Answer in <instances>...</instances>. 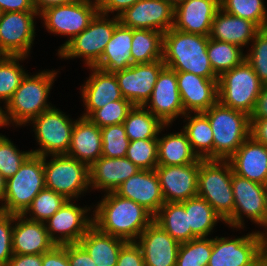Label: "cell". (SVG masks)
Instances as JSON below:
<instances>
[{"instance_id": "6", "label": "cell", "mask_w": 267, "mask_h": 266, "mask_svg": "<svg viewBox=\"0 0 267 266\" xmlns=\"http://www.w3.org/2000/svg\"><path fill=\"white\" fill-rule=\"evenodd\" d=\"M45 188L43 157L31 154L15 175L7 179L4 203L0 210L22 215L32 200Z\"/></svg>"}, {"instance_id": "62", "label": "cell", "mask_w": 267, "mask_h": 266, "mask_svg": "<svg viewBox=\"0 0 267 266\" xmlns=\"http://www.w3.org/2000/svg\"><path fill=\"white\" fill-rule=\"evenodd\" d=\"M256 266H267V260L260 261Z\"/></svg>"}, {"instance_id": "11", "label": "cell", "mask_w": 267, "mask_h": 266, "mask_svg": "<svg viewBox=\"0 0 267 266\" xmlns=\"http://www.w3.org/2000/svg\"><path fill=\"white\" fill-rule=\"evenodd\" d=\"M99 13L97 0H77L75 2L48 7L39 14L48 32L69 36L58 52L74 37L85 30Z\"/></svg>"}, {"instance_id": "21", "label": "cell", "mask_w": 267, "mask_h": 266, "mask_svg": "<svg viewBox=\"0 0 267 266\" xmlns=\"http://www.w3.org/2000/svg\"><path fill=\"white\" fill-rule=\"evenodd\" d=\"M176 78L185 113L204 112L218 101V79L182 71H176Z\"/></svg>"}, {"instance_id": "54", "label": "cell", "mask_w": 267, "mask_h": 266, "mask_svg": "<svg viewBox=\"0 0 267 266\" xmlns=\"http://www.w3.org/2000/svg\"><path fill=\"white\" fill-rule=\"evenodd\" d=\"M6 266H42V254H13Z\"/></svg>"}, {"instance_id": "25", "label": "cell", "mask_w": 267, "mask_h": 266, "mask_svg": "<svg viewBox=\"0 0 267 266\" xmlns=\"http://www.w3.org/2000/svg\"><path fill=\"white\" fill-rule=\"evenodd\" d=\"M233 173L267 186V146L249 136L228 159Z\"/></svg>"}, {"instance_id": "58", "label": "cell", "mask_w": 267, "mask_h": 266, "mask_svg": "<svg viewBox=\"0 0 267 266\" xmlns=\"http://www.w3.org/2000/svg\"><path fill=\"white\" fill-rule=\"evenodd\" d=\"M264 227V231H258L260 238H261V253H262V258L264 260H267V222L266 224L263 226Z\"/></svg>"}, {"instance_id": "28", "label": "cell", "mask_w": 267, "mask_h": 266, "mask_svg": "<svg viewBox=\"0 0 267 266\" xmlns=\"http://www.w3.org/2000/svg\"><path fill=\"white\" fill-rule=\"evenodd\" d=\"M67 155L90 167L102 156L101 129L88 118H77Z\"/></svg>"}, {"instance_id": "3", "label": "cell", "mask_w": 267, "mask_h": 266, "mask_svg": "<svg viewBox=\"0 0 267 266\" xmlns=\"http://www.w3.org/2000/svg\"><path fill=\"white\" fill-rule=\"evenodd\" d=\"M57 72L43 70L35 75H25L12 98L3 107L7 125L25 126L42 112L53 108L51 103H47V98Z\"/></svg>"}, {"instance_id": "17", "label": "cell", "mask_w": 267, "mask_h": 266, "mask_svg": "<svg viewBox=\"0 0 267 266\" xmlns=\"http://www.w3.org/2000/svg\"><path fill=\"white\" fill-rule=\"evenodd\" d=\"M163 124L171 125L179 116H184V108L177 85L176 71L165 66L158 78L153 92L143 105Z\"/></svg>"}, {"instance_id": "40", "label": "cell", "mask_w": 267, "mask_h": 266, "mask_svg": "<svg viewBox=\"0 0 267 266\" xmlns=\"http://www.w3.org/2000/svg\"><path fill=\"white\" fill-rule=\"evenodd\" d=\"M67 201L65 196L45 188L32 200L22 215L26 219L46 223Z\"/></svg>"}, {"instance_id": "20", "label": "cell", "mask_w": 267, "mask_h": 266, "mask_svg": "<svg viewBox=\"0 0 267 266\" xmlns=\"http://www.w3.org/2000/svg\"><path fill=\"white\" fill-rule=\"evenodd\" d=\"M135 242L140 247L145 266H176L180 242L153 221Z\"/></svg>"}, {"instance_id": "12", "label": "cell", "mask_w": 267, "mask_h": 266, "mask_svg": "<svg viewBox=\"0 0 267 266\" xmlns=\"http://www.w3.org/2000/svg\"><path fill=\"white\" fill-rule=\"evenodd\" d=\"M232 190L234 210L225 223L233 229H243L246 216L263 227L267 222V186L233 173Z\"/></svg>"}, {"instance_id": "43", "label": "cell", "mask_w": 267, "mask_h": 266, "mask_svg": "<svg viewBox=\"0 0 267 266\" xmlns=\"http://www.w3.org/2000/svg\"><path fill=\"white\" fill-rule=\"evenodd\" d=\"M126 158L141 170H155L158 166L157 139L130 141Z\"/></svg>"}, {"instance_id": "24", "label": "cell", "mask_w": 267, "mask_h": 266, "mask_svg": "<svg viewBox=\"0 0 267 266\" xmlns=\"http://www.w3.org/2000/svg\"><path fill=\"white\" fill-rule=\"evenodd\" d=\"M92 72L81 86V95L86 112L81 116L88 118L95 110L110 102L123 99L114 73H108L95 67H88Z\"/></svg>"}, {"instance_id": "47", "label": "cell", "mask_w": 267, "mask_h": 266, "mask_svg": "<svg viewBox=\"0 0 267 266\" xmlns=\"http://www.w3.org/2000/svg\"><path fill=\"white\" fill-rule=\"evenodd\" d=\"M245 60L253 68L260 82L267 84V28L260 29L255 35Z\"/></svg>"}, {"instance_id": "34", "label": "cell", "mask_w": 267, "mask_h": 266, "mask_svg": "<svg viewBox=\"0 0 267 266\" xmlns=\"http://www.w3.org/2000/svg\"><path fill=\"white\" fill-rule=\"evenodd\" d=\"M154 221L180 243L196 239L192 234L188 214L182 202L164 203L154 216Z\"/></svg>"}, {"instance_id": "41", "label": "cell", "mask_w": 267, "mask_h": 266, "mask_svg": "<svg viewBox=\"0 0 267 266\" xmlns=\"http://www.w3.org/2000/svg\"><path fill=\"white\" fill-rule=\"evenodd\" d=\"M225 12L249 20L260 29L267 28V10L264 0H220Z\"/></svg>"}, {"instance_id": "38", "label": "cell", "mask_w": 267, "mask_h": 266, "mask_svg": "<svg viewBox=\"0 0 267 266\" xmlns=\"http://www.w3.org/2000/svg\"><path fill=\"white\" fill-rule=\"evenodd\" d=\"M207 55L218 78L245 60L241 47L211 38L208 39Z\"/></svg>"}, {"instance_id": "29", "label": "cell", "mask_w": 267, "mask_h": 266, "mask_svg": "<svg viewBox=\"0 0 267 266\" xmlns=\"http://www.w3.org/2000/svg\"><path fill=\"white\" fill-rule=\"evenodd\" d=\"M260 28L253 22L231 15L221 8L216 12L209 38L244 47L250 44Z\"/></svg>"}, {"instance_id": "39", "label": "cell", "mask_w": 267, "mask_h": 266, "mask_svg": "<svg viewBox=\"0 0 267 266\" xmlns=\"http://www.w3.org/2000/svg\"><path fill=\"white\" fill-rule=\"evenodd\" d=\"M26 58L27 56H0V103L5 101V105L7 104L27 74L19 64V61Z\"/></svg>"}, {"instance_id": "18", "label": "cell", "mask_w": 267, "mask_h": 266, "mask_svg": "<svg viewBox=\"0 0 267 266\" xmlns=\"http://www.w3.org/2000/svg\"><path fill=\"white\" fill-rule=\"evenodd\" d=\"M175 8L163 0H139L118 16L119 22L132 29L167 32L174 25Z\"/></svg>"}, {"instance_id": "45", "label": "cell", "mask_w": 267, "mask_h": 266, "mask_svg": "<svg viewBox=\"0 0 267 266\" xmlns=\"http://www.w3.org/2000/svg\"><path fill=\"white\" fill-rule=\"evenodd\" d=\"M133 106L127 99L116 100L95 110L88 119L99 128L108 125L123 124Z\"/></svg>"}, {"instance_id": "19", "label": "cell", "mask_w": 267, "mask_h": 266, "mask_svg": "<svg viewBox=\"0 0 267 266\" xmlns=\"http://www.w3.org/2000/svg\"><path fill=\"white\" fill-rule=\"evenodd\" d=\"M200 159L187 165H158L162 194L166 202H182L197 196Z\"/></svg>"}, {"instance_id": "44", "label": "cell", "mask_w": 267, "mask_h": 266, "mask_svg": "<svg viewBox=\"0 0 267 266\" xmlns=\"http://www.w3.org/2000/svg\"><path fill=\"white\" fill-rule=\"evenodd\" d=\"M102 134V156L107 158L126 157L130 140L123 124L104 126Z\"/></svg>"}, {"instance_id": "50", "label": "cell", "mask_w": 267, "mask_h": 266, "mask_svg": "<svg viewBox=\"0 0 267 266\" xmlns=\"http://www.w3.org/2000/svg\"><path fill=\"white\" fill-rule=\"evenodd\" d=\"M66 252L71 266H97L80 243L66 244Z\"/></svg>"}, {"instance_id": "42", "label": "cell", "mask_w": 267, "mask_h": 266, "mask_svg": "<svg viewBox=\"0 0 267 266\" xmlns=\"http://www.w3.org/2000/svg\"><path fill=\"white\" fill-rule=\"evenodd\" d=\"M212 253V238H196L180 244L176 266H207Z\"/></svg>"}, {"instance_id": "9", "label": "cell", "mask_w": 267, "mask_h": 266, "mask_svg": "<svg viewBox=\"0 0 267 266\" xmlns=\"http://www.w3.org/2000/svg\"><path fill=\"white\" fill-rule=\"evenodd\" d=\"M108 17L98 13L85 30L58 52V56L67 60L84 57L85 66L93 67L100 60L106 44L120 23L118 17L113 16L112 20Z\"/></svg>"}, {"instance_id": "37", "label": "cell", "mask_w": 267, "mask_h": 266, "mask_svg": "<svg viewBox=\"0 0 267 266\" xmlns=\"http://www.w3.org/2000/svg\"><path fill=\"white\" fill-rule=\"evenodd\" d=\"M164 33L148 29H133L131 55L133 64L151 63L163 58Z\"/></svg>"}, {"instance_id": "2", "label": "cell", "mask_w": 267, "mask_h": 266, "mask_svg": "<svg viewBox=\"0 0 267 266\" xmlns=\"http://www.w3.org/2000/svg\"><path fill=\"white\" fill-rule=\"evenodd\" d=\"M209 36L185 33L175 28L163 35V62L175 71L218 79L207 55Z\"/></svg>"}, {"instance_id": "55", "label": "cell", "mask_w": 267, "mask_h": 266, "mask_svg": "<svg viewBox=\"0 0 267 266\" xmlns=\"http://www.w3.org/2000/svg\"><path fill=\"white\" fill-rule=\"evenodd\" d=\"M250 136L267 146V118L250 120Z\"/></svg>"}, {"instance_id": "48", "label": "cell", "mask_w": 267, "mask_h": 266, "mask_svg": "<svg viewBox=\"0 0 267 266\" xmlns=\"http://www.w3.org/2000/svg\"><path fill=\"white\" fill-rule=\"evenodd\" d=\"M13 226L14 214L0 211V266H6L13 256Z\"/></svg>"}, {"instance_id": "7", "label": "cell", "mask_w": 267, "mask_h": 266, "mask_svg": "<svg viewBox=\"0 0 267 266\" xmlns=\"http://www.w3.org/2000/svg\"><path fill=\"white\" fill-rule=\"evenodd\" d=\"M262 86L253 68L244 60L218 78V101L250 116Z\"/></svg>"}, {"instance_id": "30", "label": "cell", "mask_w": 267, "mask_h": 266, "mask_svg": "<svg viewBox=\"0 0 267 266\" xmlns=\"http://www.w3.org/2000/svg\"><path fill=\"white\" fill-rule=\"evenodd\" d=\"M133 29L119 23L106 44L100 60L93 66L108 73L123 71L133 65L131 47Z\"/></svg>"}, {"instance_id": "52", "label": "cell", "mask_w": 267, "mask_h": 266, "mask_svg": "<svg viewBox=\"0 0 267 266\" xmlns=\"http://www.w3.org/2000/svg\"><path fill=\"white\" fill-rule=\"evenodd\" d=\"M138 1L139 0H97L99 13L109 15L108 13L113 12L114 14L116 11V17Z\"/></svg>"}, {"instance_id": "56", "label": "cell", "mask_w": 267, "mask_h": 266, "mask_svg": "<svg viewBox=\"0 0 267 266\" xmlns=\"http://www.w3.org/2000/svg\"><path fill=\"white\" fill-rule=\"evenodd\" d=\"M267 118V84L263 85L250 120Z\"/></svg>"}, {"instance_id": "53", "label": "cell", "mask_w": 267, "mask_h": 266, "mask_svg": "<svg viewBox=\"0 0 267 266\" xmlns=\"http://www.w3.org/2000/svg\"><path fill=\"white\" fill-rule=\"evenodd\" d=\"M0 9L3 13L36 11L33 0H0Z\"/></svg>"}, {"instance_id": "13", "label": "cell", "mask_w": 267, "mask_h": 266, "mask_svg": "<svg viewBox=\"0 0 267 266\" xmlns=\"http://www.w3.org/2000/svg\"><path fill=\"white\" fill-rule=\"evenodd\" d=\"M259 232L229 238H212V253L207 266H256L262 261Z\"/></svg>"}, {"instance_id": "15", "label": "cell", "mask_w": 267, "mask_h": 266, "mask_svg": "<svg viewBox=\"0 0 267 266\" xmlns=\"http://www.w3.org/2000/svg\"><path fill=\"white\" fill-rule=\"evenodd\" d=\"M88 211H91L90 207L82 208L68 200L45 223L50 240L55 245L79 243L93 226V218L92 215L88 217Z\"/></svg>"}, {"instance_id": "35", "label": "cell", "mask_w": 267, "mask_h": 266, "mask_svg": "<svg viewBox=\"0 0 267 266\" xmlns=\"http://www.w3.org/2000/svg\"><path fill=\"white\" fill-rule=\"evenodd\" d=\"M123 125L130 141L158 139L163 128L169 126V124H163L147 108L140 105L133 106Z\"/></svg>"}, {"instance_id": "27", "label": "cell", "mask_w": 267, "mask_h": 266, "mask_svg": "<svg viewBox=\"0 0 267 266\" xmlns=\"http://www.w3.org/2000/svg\"><path fill=\"white\" fill-rule=\"evenodd\" d=\"M12 233L13 254L34 255L49 251L55 244L50 240L45 223L14 214Z\"/></svg>"}, {"instance_id": "33", "label": "cell", "mask_w": 267, "mask_h": 266, "mask_svg": "<svg viewBox=\"0 0 267 266\" xmlns=\"http://www.w3.org/2000/svg\"><path fill=\"white\" fill-rule=\"evenodd\" d=\"M193 115L191 113L184 115L188 122L182 130L199 159H213V131L208 117L203 112L193 113Z\"/></svg>"}, {"instance_id": "60", "label": "cell", "mask_w": 267, "mask_h": 266, "mask_svg": "<svg viewBox=\"0 0 267 266\" xmlns=\"http://www.w3.org/2000/svg\"><path fill=\"white\" fill-rule=\"evenodd\" d=\"M6 127L8 126L7 123H6V120H5V116H4V110L1 108L0 106V127Z\"/></svg>"}, {"instance_id": "31", "label": "cell", "mask_w": 267, "mask_h": 266, "mask_svg": "<svg viewBox=\"0 0 267 266\" xmlns=\"http://www.w3.org/2000/svg\"><path fill=\"white\" fill-rule=\"evenodd\" d=\"M79 243L97 266H116L119 252L127 241L103 233L93 225Z\"/></svg>"}, {"instance_id": "4", "label": "cell", "mask_w": 267, "mask_h": 266, "mask_svg": "<svg viewBox=\"0 0 267 266\" xmlns=\"http://www.w3.org/2000/svg\"><path fill=\"white\" fill-rule=\"evenodd\" d=\"M203 113L213 131V159L228 160L250 136V116L219 101Z\"/></svg>"}, {"instance_id": "61", "label": "cell", "mask_w": 267, "mask_h": 266, "mask_svg": "<svg viewBox=\"0 0 267 266\" xmlns=\"http://www.w3.org/2000/svg\"><path fill=\"white\" fill-rule=\"evenodd\" d=\"M163 1L170 3L175 8L177 5L182 3L184 0H163Z\"/></svg>"}, {"instance_id": "32", "label": "cell", "mask_w": 267, "mask_h": 266, "mask_svg": "<svg viewBox=\"0 0 267 266\" xmlns=\"http://www.w3.org/2000/svg\"><path fill=\"white\" fill-rule=\"evenodd\" d=\"M157 142L158 165H187L199 160L183 130L159 136Z\"/></svg>"}, {"instance_id": "5", "label": "cell", "mask_w": 267, "mask_h": 266, "mask_svg": "<svg viewBox=\"0 0 267 266\" xmlns=\"http://www.w3.org/2000/svg\"><path fill=\"white\" fill-rule=\"evenodd\" d=\"M232 174L228 160L200 159L197 196L205 199L224 221L234 210Z\"/></svg>"}, {"instance_id": "36", "label": "cell", "mask_w": 267, "mask_h": 266, "mask_svg": "<svg viewBox=\"0 0 267 266\" xmlns=\"http://www.w3.org/2000/svg\"><path fill=\"white\" fill-rule=\"evenodd\" d=\"M182 203L188 214L192 234L196 238H207L219 221L225 223L213 207L201 197L196 196Z\"/></svg>"}, {"instance_id": "1", "label": "cell", "mask_w": 267, "mask_h": 266, "mask_svg": "<svg viewBox=\"0 0 267 266\" xmlns=\"http://www.w3.org/2000/svg\"><path fill=\"white\" fill-rule=\"evenodd\" d=\"M93 212V225L99 231L127 242H135L154 221L143 206L115 192H105Z\"/></svg>"}, {"instance_id": "16", "label": "cell", "mask_w": 267, "mask_h": 266, "mask_svg": "<svg viewBox=\"0 0 267 266\" xmlns=\"http://www.w3.org/2000/svg\"><path fill=\"white\" fill-rule=\"evenodd\" d=\"M164 67L162 59L151 63L133 64L123 71L114 73L124 99L134 106H143L150 98Z\"/></svg>"}, {"instance_id": "46", "label": "cell", "mask_w": 267, "mask_h": 266, "mask_svg": "<svg viewBox=\"0 0 267 266\" xmlns=\"http://www.w3.org/2000/svg\"><path fill=\"white\" fill-rule=\"evenodd\" d=\"M31 151H19L9 138L0 134V174L7 180L19 170Z\"/></svg>"}, {"instance_id": "57", "label": "cell", "mask_w": 267, "mask_h": 266, "mask_svg": "<svg viewBox=\"0 0 267 266\" xmlns=\"http://www.w3.org/2000/svg\"><path fill=\"white\" fill-rule=\"evenodd\" d=\"M77 0H33L35 10L40 14L48 7L64 5L75 2Z\"/></svg>"}, {"instance_id": "10", "label": "cell", "mask_w": 267, "mask_h": 266, "mask_svg": "<svg viewBox=\"0 0 267 266\" xmlns=\"http://www.w3.org/2000/svg\"><path fill=\"white\" fill-rule=\"evenodd\" d=\"M55 106L33 118V131L40 148L30 150L39 156L67 154L75 121Z\"/></svg>"}, {"instance_id": "49", "label": "cell", "mask_w": 267, "mask_h": 266, "mask_svg": "<svg viewBox=\"0 0 267 266\" xmlns=\"http://www.w3.org/2000/svg\"><path fill=\"white\" fill-rule=\"evenodd\" d=\"M116 266H145L142 251L136 242H127L121 248Z\"/></svg>"}, {"instance_id": "26", "label": "cell", "mask_w": 267, "mask_h": 266, "mask_svg": "<svg viewBox=\"0 0 267 266\" xmlns=\"http://www.w3.org/2000/svg\"><path fill=\"white\" fill-rule=\"evenodd\" d=\"M140 170L126 157L101 156L89 167L90 188L100 189L106 193L115 192L125 180Z\"/></svg>"}, {"instance_id": "22", "label": "cell", "mask_w": 267, "mask_h": 266, "mask_svg": "<svg viewBox=\"0 0 267 266\" xmlns=\"http://www.w3.org/2000/svg\"><path fill=\"white\" fill-rule=\"evenodd\" d=\"M115 193L143 206L153 216L165 203L159 177L155 170H140L125 180Z\"/></svg>"}, {"instance_id": "14", "label": "cell", "mask_w": 267, "mask_h": 266, "mask_svg": "<svg viewBox=\"0 0 267 266\" xmlns=\"http://www.w3.org/2000/svg\"><path fill=\"white\" fill-rule=\"evenodd\" d=\"M36 16L39 17L37 11L5 12L2 14L0 19V55L28 57L36 34L34 24Z\"/></svg>"}, {"instance_id": "8", "label": "cell", "mask_w": 267, "mask_h": 266, "mask_svg": "<svg viewBox=\"0 0 267 266\" xmlns=\"http://www.w3.org/2000/svg\"><path fill=\"white\" fill-rule=\"evenodd\" d=\"M43 157L45 186L65 196L68 200L78 199L90 187L89 167L67 154Z\"/></svg>"}, {"instance_id": "59", "label": "cell", "mask_w": 267, "mask_h": 266, "mask_svg": "<svg viewBox=\"0 0 267 266\" xmlns=\"http://www.w3.org/2000/svg\"><path fill=\"white\" fill-rule=\"evenodd\" d=\"M6 185H7V180L0 174V203L2 204L6 193Z\"/></svg>"}, {"instance_id": "51", "label": "cell", "mask_w": 267, "mask_h": 266, "mask_svg": "<svg viewBox=\"0 0 267 266\" xmlns=\"http://www.w3.org/2000/svg\"><path fill=\"white\" fill-rule=\"evenodd\" d=\"M42 266H71L67 257L66 245H54L42 254Z\"/></svg>"}, {"instance_id": "63", "label": "cell", "mask_w": 267, "mask_h": 266, "mask_svg": "<svg viewBox=\"0 0 267 266\" xmlns=\"http://www.w3.org/2000/svg\"><path fill=\"white\" fill-rule=\"evenodd\" d=\"M3 11L0 9V19L2 17Z\"/></svg>"}, {"instance_id": "23", "label": "cell", "mask_w": 267, "mask_h": 266, "mask_svg": "<svg viewBox=\"0 0 267 266\" xmlns=\"http://www.w3.org/2000/svg\"><path fill=\"white\" fill-rule=\"evenodd\" d=\"M220 8V0H184L175 7L176 30L209 36L214 16Z\"/></svg>"}]
</instances>
